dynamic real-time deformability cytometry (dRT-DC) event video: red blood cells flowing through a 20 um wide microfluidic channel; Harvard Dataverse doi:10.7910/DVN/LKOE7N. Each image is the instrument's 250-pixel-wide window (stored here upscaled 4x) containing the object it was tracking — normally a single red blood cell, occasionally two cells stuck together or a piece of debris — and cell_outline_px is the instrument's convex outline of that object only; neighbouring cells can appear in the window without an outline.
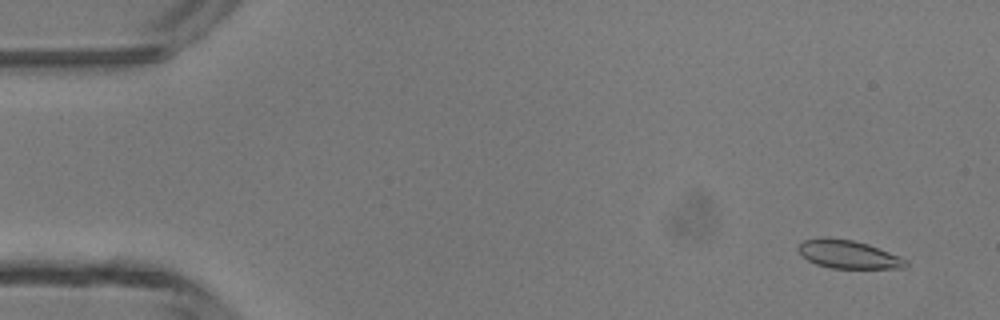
{"species": "common noctule bat (a hibernating species)", "species_latin": "Nyctalus noctula", "temperature_condition": "room temperature", "stored_images_in_passage": 47, "camera_frame_rate_fps": 3000, "um_per_image_px": 0.085, "animal": {"sex": "male", "body_mass_g": 13.3}, "frame": {"image": 1, "passage_image": 3, "time_ms": 0.667, "image_size_px": [1000, 320], "cell_outline_px": [[908, 264], [904, 268], [832, 268], [816, 264], [808, 260], [796, 248], [804, 240], [820, 236], [824, 236], [852, 240], [868, 244], [900, 256], [908, 260]], "centroid_in_image_um": [72.11, 21.6], "position_along_channel_um": 12.9, "area_um2": 17.74}}
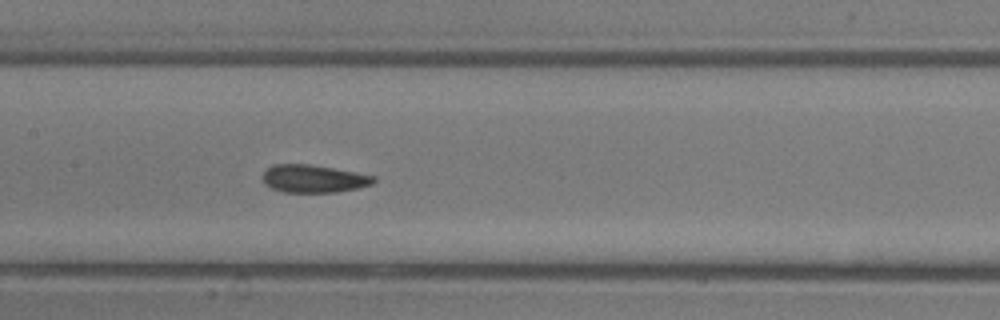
{"frame": {"image": 2, "passage_image": 23, "time_ms": 7.333, "image_size_px": [1000, 320], "cell_outline_px": [[376, 180], [372, 184], [356, 188], [336, 192], [284, 192], [272, 188], [264, 184], [264, 172], [272, 164], [308, 164], [332, 168], [376, 176]], "centroid_in_image_um": [26.65, 15.19], "position_along_channel_um": 180.7, "area_um2": 17.74}}
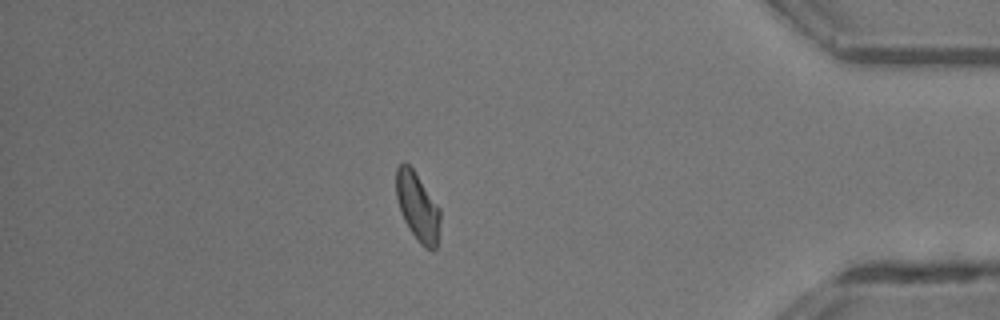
{"frame": {"image": 3, "passage_image": 41, "time_ms": 13.333, "image_size_px": [1000, 320], "cell_outline_px": [[440, 220], [436, 248], [424, 248], [420, 244], [404, 220], [400, 212], [396, 196], [396, 168], [404, 160], [412, 168], [440, 208]], "centroid_in_image_um": [35.48, 17.54], "position_along_channel_um": 399.7, "area_um2": 17.34}, "authors_computed_cell_mechanics": {"area_um2": 17.8024, "velocity_mm_per_s": 4.3225, "shape_relaxation_time_tau1_ms": 5.8462, "shape_relaxation_time_tau2_ms": 1.1644, "deformation_change_tau1": 0.1356, "deformation_change_tau2": 0.0498}}